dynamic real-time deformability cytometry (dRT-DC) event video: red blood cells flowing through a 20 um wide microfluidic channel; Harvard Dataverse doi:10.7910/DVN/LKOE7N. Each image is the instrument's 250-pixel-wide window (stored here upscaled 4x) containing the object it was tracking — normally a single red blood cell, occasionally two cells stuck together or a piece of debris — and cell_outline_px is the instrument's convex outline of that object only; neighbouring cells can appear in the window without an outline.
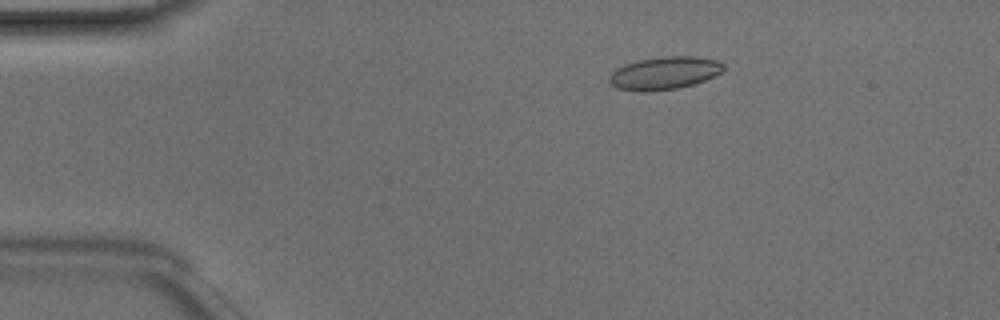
{"species": "Egyptian fruit bat (a non-hibernating species)", "species_latin": "Rousettus aegyptiacus", "temperature_condition": "room temperature", "stored_images_in_passage": 49, "camera_frame_rate_fps": 3000, "um_per_image_px": 0.085, "animal": {"sex": "male"}, "frame": {"image": 1, "passage_image": 9, "time_ms": 2.667, "image_size_px": [1000, 320], "cell_outline_px": [[724, 68], [720, 72], [704, 80], [692, 84], [676, 88], [648, 92], [640, 92], [616, 88], [608, 80], [608, 76], [616, 68], [624, 64], [640, 60], [664, 56], [696, 56], [716, 60], [724, 64]], "centroid_in_image_um": [56.42, 6.21], "position_along_channel_um": 28.6, "area_um2": 21.73}}
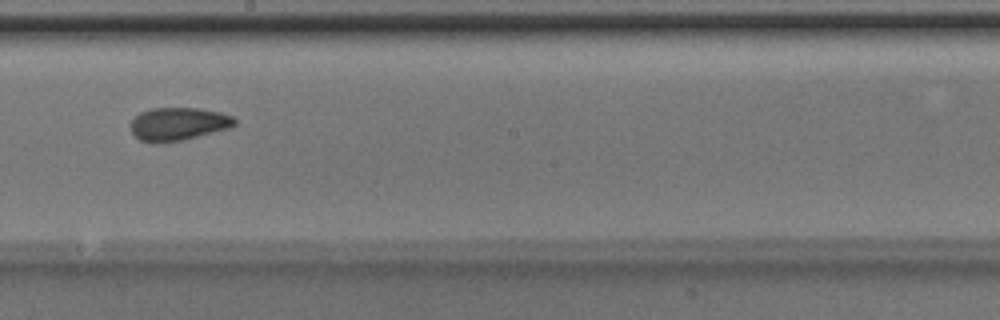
{"frame": {"image": 2, "passage_image": 28, "time_ms": 9.0, "image_size_px": [1000, 320], "cell_outline_px": [[236, 124], [232, 128], [184, 140], [156, 144], [140, 140], [132, 132], [132, 120], [140, 112], [152, 108], [200, 108], [220, 112], [232, 116], [236, 120]], "centroid_in_image_um": [15.19, 10.55], "position_along_channel_um": 233.0, "area_um2": 20.23}}
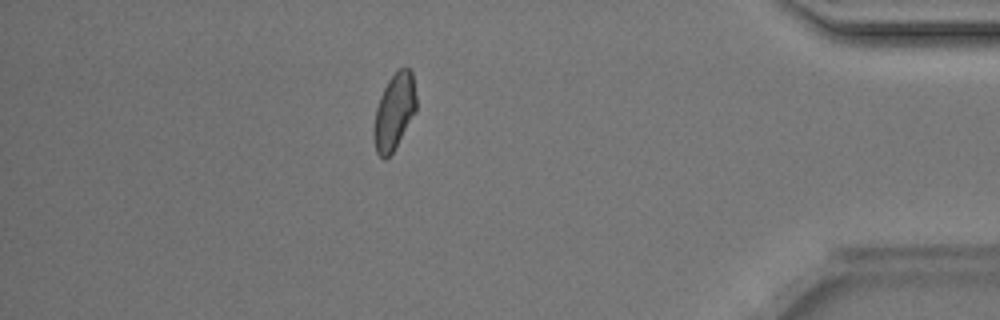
{"frame": {"image": 3, "passage_image": 43, "time_ms": 14.0, "image_size_px": [1000, 320], "cell_outline_px": [[416, 112], [392, 152], [384, 160], [376, 152], [372, 136], [372, 128], [376, 108], [380, 96], [388, 80], [400, 68], [408, 68], [412, 72], [416, 96]], "centroid_in_image_um": [33.49, 9.51], "position_along_channel_um": 401.7, "area_um2": 18.84}, "authors_computed_cell_mechanics": {"area_um2": 19.9988, "velocity_mm_per_s": 4.1674, "shape_relaxation_time_tau1_ms": 9.4388, "shape_relaxation_time_tau2_ms": 1.9405, "deformation_change_tau1": 0.1182, "deformation_change_tau2": 0.0604}}